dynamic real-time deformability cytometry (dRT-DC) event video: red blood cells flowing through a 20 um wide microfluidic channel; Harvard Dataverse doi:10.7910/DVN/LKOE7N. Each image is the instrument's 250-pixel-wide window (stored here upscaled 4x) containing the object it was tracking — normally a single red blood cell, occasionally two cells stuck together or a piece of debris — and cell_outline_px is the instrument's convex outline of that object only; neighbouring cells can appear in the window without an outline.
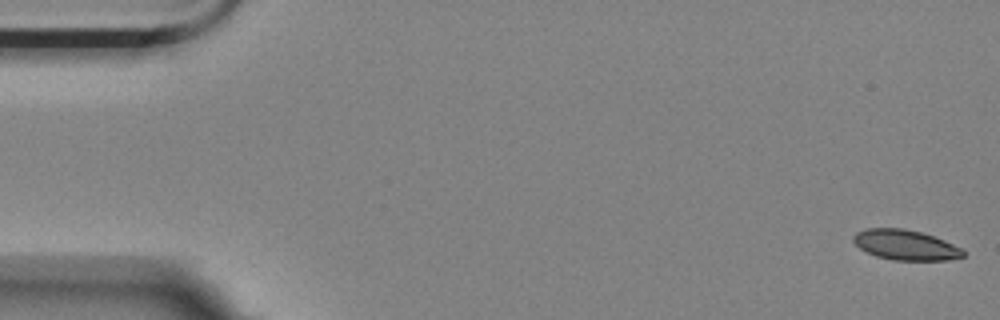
{"species": "Egyptian fruit bat (a non-hibernating species)", "species_latin": "Rousettus aegyptiacus", "temperature_condition": "room temperature", "stored_images_in_passage": 56, "camera_frame_rate_fps": 3000, "um_per_image_px": 0.085, "animal": {"sex": "female"}, "frame": {"image": 1, "passage_image": 1, "time_ms": 0.0, "image_size_px": [1000, 320], "cell_outline_px": [[964, 256], [948, 260], [892, 260], [876, 256], [860, 248], [852, 240], [852, 236], [856, 232], [868, 228], [904, 228], [920, 232], [944, 240], [960, 248], [964, 252]], "centroid_in_image_um": [76.93, 20.82], "position_along_channel_um": 8.1, "area_um2": 19.13}}
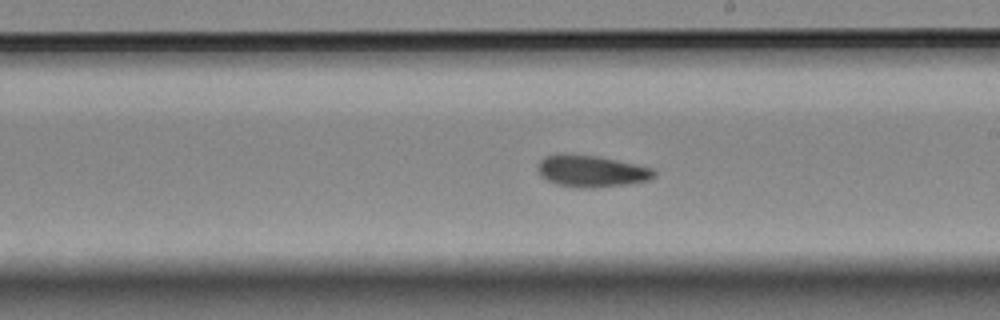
{"frame": {"image": 2, "passage_image": 32, "time_ms": 10.333, "image_size_px": [1000, 320], "cell_outline_px": [[656, 176], [648, 180], [632, 184], [592, 188], [572, 188], [556, 184], [544, 180], [540, 176], [536, 168], [540, 160], [544, 156], [564, 152], [600, 156], [652, 168], [656, 172]], "centroid_in_image_um": [50.21, 14.54], "position_along_channel_um": 238.8, "area_um2": 22.25}}
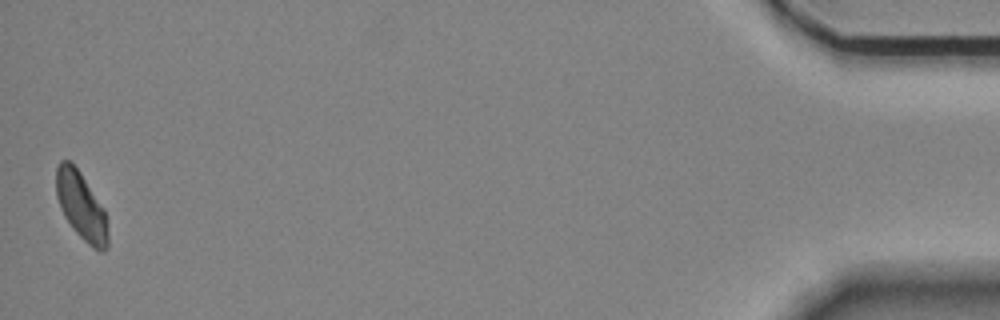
{"frame": {"image": 3, "passage_image": 56, "time_ms": 18.333, "image_size_px": [1000, 320], "cell_outline_px": [[108, 248], [104, 252], [100, 252], [92, 248], [72, 228], [64, 216], [60, 208], [56, 196], [56, 168], [60, 160], [68, 160], [80, 172], [104, 208], [108, 236]], "centroid_in_image_um": [6.9, 17.54], "position_along_channel_um": 428.3, "area_um2": 20.4}, "authors_computed_cell_mechanics": {"area_um2": 20.8947, "velocity_mm_per_s": 3.5075, "shape_relaxation_time_tau1_ms": 5.6537, "shape_relaxation_time_tau2_ms": 4.8204, "deformation_change_tau1": 0.1051, "deformation_change_tau2": 0.0861}}